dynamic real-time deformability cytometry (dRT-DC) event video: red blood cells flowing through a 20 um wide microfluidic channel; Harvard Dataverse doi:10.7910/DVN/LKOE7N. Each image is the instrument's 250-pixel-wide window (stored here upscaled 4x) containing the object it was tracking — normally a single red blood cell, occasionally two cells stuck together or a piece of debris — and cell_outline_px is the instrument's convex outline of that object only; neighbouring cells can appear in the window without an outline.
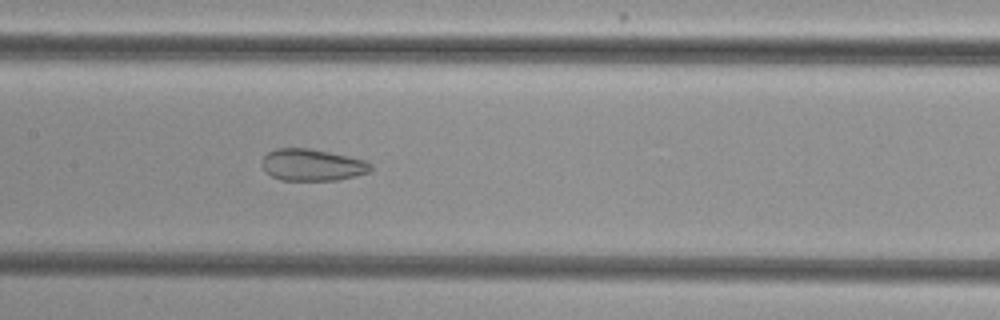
{"species": "common noctule bat (a hibernating species)", "species_latin": "Nyctalus noctula", "temperature_condition": "cold", "stored_images_in_passage": 54, "camera_frame_rate_fps": 3000, "um_per_image_px": 0.085, "animal": {"sex": "female", "body_mass_g": 29.2, "forearm_length_mm": 56.3}, "frame": {"image": 1, "passage_image": 27, "time_ms": 8.667, "image_size_px": [1000, 320], "cell_outline_px": [[372, 172], [356, 176], [336, 180], [280, 180], [264, 172], [260, 164], [264, 156], [268, 152], [276, 148], [308, 148], [348, 156], [364, 160], [372, 164]], "centroid_in_image_um": [26.52, 14.02], "position_along_channel_um": 180.9, "area_um2": 20.35}}
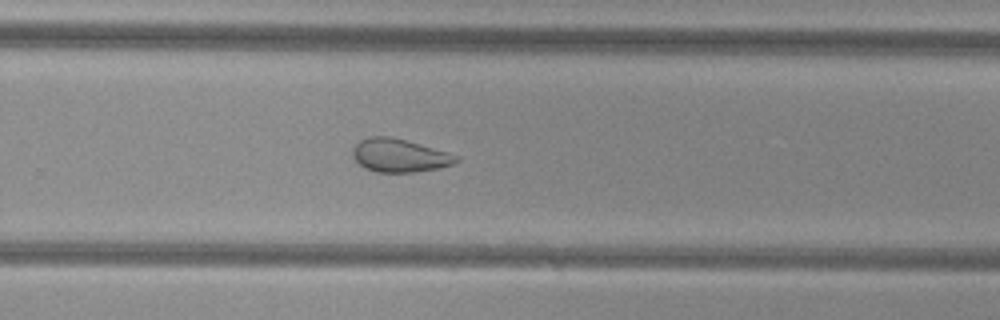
{"frame": {"image": 2, "passage_image": 36, "time_ms": 11.667, "image_size_px": [1000, 320], "cell_outline_px": [[460, 160], [452, 164], [440, 168], [416, 172], [376, 172], [364, 168], [352, 156], [352, 148], [360, 140], [368, 136], [392, 136], [448, 152], [460, 156]], "centroid_in_image_um": [33.95, 13.21], "position_along_channel_um": 295.8, "area_um2": 20.23}}
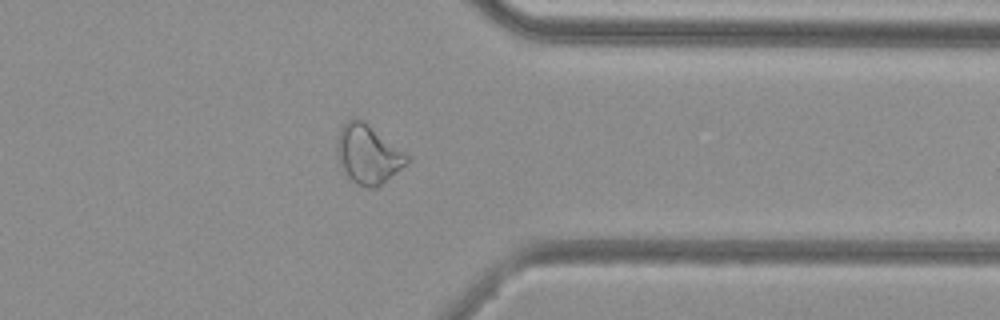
{"frame": {"image": 3, "passage_image": 43, "time_ms": 14.0, "image_size_px": [1000, 320], "cell_outline_px": [[408, 164], [376, 188], [368, 188], [356, 184], [344, 172], [340, 164], [336, 152], [336, 140], [344, 124], [348, 120], [356, 116], [364, 120], [404, 152], [408, 156]], "centroid_in_image_um": [31.26, 13.11], "position_along_channel_um": 380.1, "area_um2": 23.99}, "authors_computed_cell_mechanics": {"area_um2": 26.1256, "velocity_mm_per_s": 3.8437, "shape_relaxation_time_tau1_ms": null, "shape_relaxation_time_tau2_ms": 2.0735, "deformation_change_tau1": null, "deformation_change_tau2": 0.0877}}